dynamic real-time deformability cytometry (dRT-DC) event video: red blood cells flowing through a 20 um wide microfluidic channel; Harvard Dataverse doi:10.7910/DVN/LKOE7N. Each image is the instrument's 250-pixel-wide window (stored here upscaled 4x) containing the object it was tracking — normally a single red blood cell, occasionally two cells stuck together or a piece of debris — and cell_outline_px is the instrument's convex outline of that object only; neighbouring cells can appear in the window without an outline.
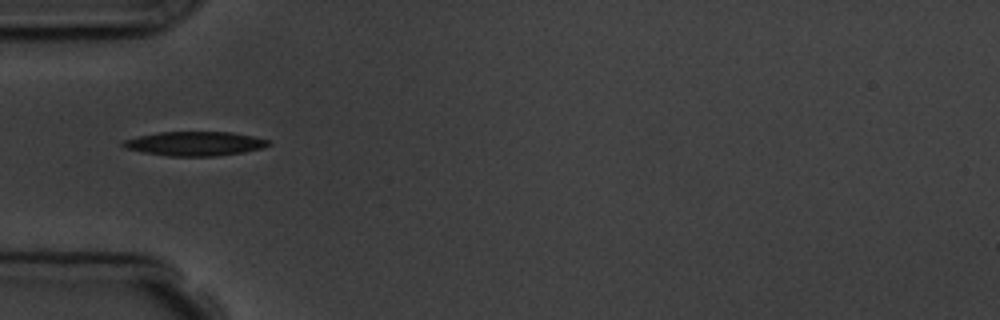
{"species": "common noctule bat (a hibernating species)", "species_latin": "Nyctalus noctula", "temperature_condition": "room temperature", "stored_images_in_passage": 7, "camera_frame_rate_fps": 3000, "um_per_image_px": 0.085, "animal": {"sex": "male", "body_mass_g": 19.5, "forearm_length_mm": 54.6}, "frame": {"image": 1, "passage_image": 1, "time_ms": 0.0, "image_size_px": [1000, 320], "cell_outline_px": [[272, 144], [264, 148], [244, 152], [212, 156], [168, 156], [144, 152], [124, 148], [120, 144], [120, 140], [160, 132], [232, 132], [252, 136], [268, 140]], "centroid_in_image_um": [16.55, 12.21], "position_along_channel_um": 68.5, "area_um2": 20.52}}
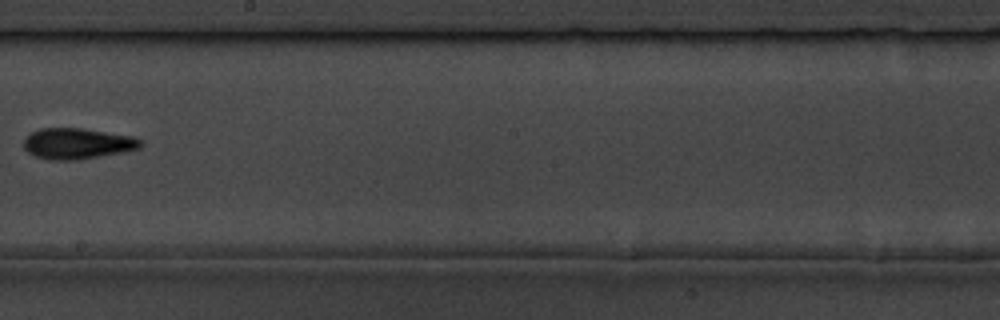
{"frame": {"image": 2, "passage_image": 5, "time_ms": 4.667, "image_size_px": [1000, 320], "cell_outline_px": [[144, 144], [140, 148], [120, 152], [76, 160], [48, 160], [36, 156], [28, 152], [24, 148], [24, 140], [32, 132], [40, 128], [80, 128], [132, 136], [144, 140]], "centroid_in_image_um": [6.58, 12.2], "position_along_channel_um": 241.6, "area_um2": 20.87}}